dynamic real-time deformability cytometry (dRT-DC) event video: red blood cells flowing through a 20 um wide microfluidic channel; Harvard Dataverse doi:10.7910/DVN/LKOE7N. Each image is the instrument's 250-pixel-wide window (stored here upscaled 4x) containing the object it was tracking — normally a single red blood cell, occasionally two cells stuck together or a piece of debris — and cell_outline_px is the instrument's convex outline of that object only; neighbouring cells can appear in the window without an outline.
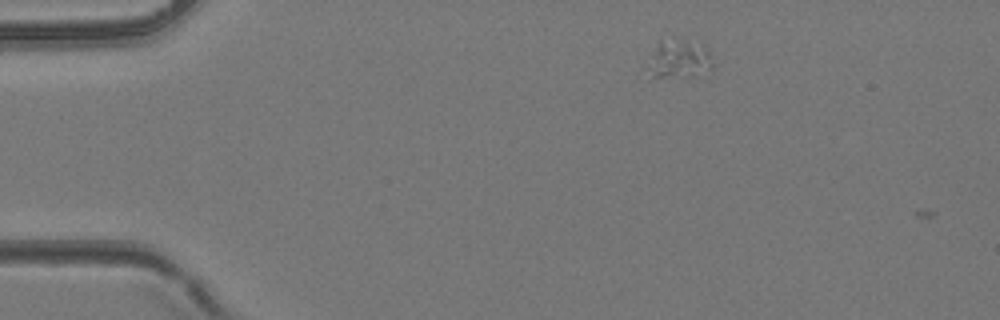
{"species": "common noctule bat (a hibernating species)", "species_latin": "Nyctalus noctula", "temperature_condition": "room temperature", "stored_images_in_passage": 3, "camera_frame_rate_fps": 3000, "um_per_image_px": 0.085, "animal": {"sex": "female", "body_mass_g": 24.6, "forearm_length_mm": 56.2}, "frame": {"image": 1, "passage_image": 2, "time_ms": 0.333, "image_size_px": [1000, 320], "cell_outline_px": [[712, 68], [692, 76], [656, 76], [648, 68], [660, 40], [704, 44], [708, 48], [712, 64]], "centroid_in_image_um": [57.81, 5.03], "position_along_channel_um": 27.2, "area_um2": 13.35}}